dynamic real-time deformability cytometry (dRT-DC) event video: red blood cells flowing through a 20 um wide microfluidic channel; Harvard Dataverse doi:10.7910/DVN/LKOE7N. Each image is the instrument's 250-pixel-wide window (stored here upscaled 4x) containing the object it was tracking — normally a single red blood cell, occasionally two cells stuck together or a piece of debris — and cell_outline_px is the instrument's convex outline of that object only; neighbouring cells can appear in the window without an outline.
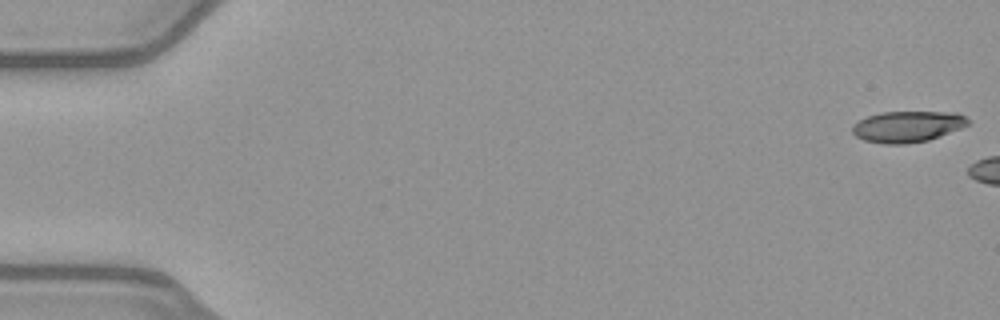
{"species": "common noctule bat (a hibernating species)", "species_latin": "Nyctalus noctula", "temperature_condition": "warm", "stored_images_in_passage": 5, "camera_frame_rate_fps": 3000, "um_per_image_px": 0.085, "animal": {"sex": "female", "body_mass_g": 21.9}, "frame": {"image": 1, "passage_image": 1, "time_ms": 0.0, "image_size_px": [1000, 320], "cell_outline_px": [[972, 120], [968, 124], [960, 128], [940, 136], [928, 140], [904, 144], [884, 144], [864, 140], [856, 136], [852, 132], [852, 124], [868, 116], [880, 112], [956, 112]], "centroid_in_image_um": [77.13, 10.75], "position_along_channel_um": 7.9, "area_um2": 20.98}}